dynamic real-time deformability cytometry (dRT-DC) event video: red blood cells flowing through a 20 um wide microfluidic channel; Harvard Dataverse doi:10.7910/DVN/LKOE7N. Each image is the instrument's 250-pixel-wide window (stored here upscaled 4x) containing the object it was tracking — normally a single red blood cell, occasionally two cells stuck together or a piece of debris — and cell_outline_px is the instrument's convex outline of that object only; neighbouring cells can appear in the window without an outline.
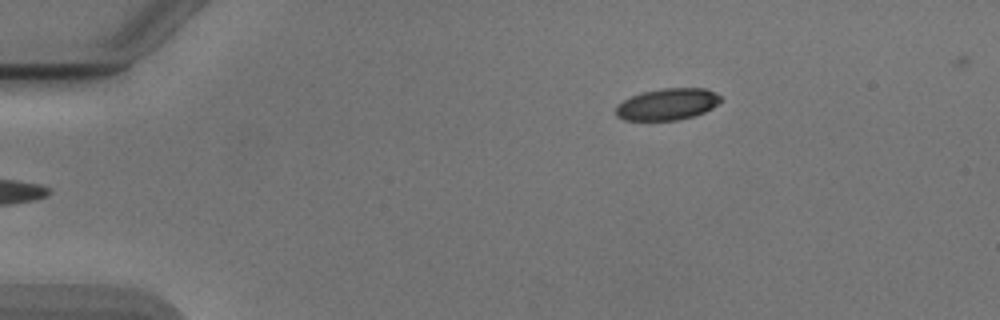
{"species": "Egyptian fruit bat (a non-hibernating species)", "species_latin": "Rousettus aegyptiacus", "temperature_condition": "cold", "stored_images_in_passage": 47, "camera_frame_rate_fps": 3000, "um_per_image_px": 0.085, "animal": {"sex": "male"}, "frame": {"image": 1, "passage_image": 2, "time_ms": 0.333, "image_size_px": [1000, 320], "cell_outline_px": [[720, 100], [712, 108], [704, 112], [692, 116], [676, 120], [624, 120], [616, 116], [616, 104], [640, 92], [664, 88], [704, 88], [720, 96]], "centroid_in_image_um": [56.67, 8.86], "position_along_channel_um": 28.3, "area_um2": 19.13}}
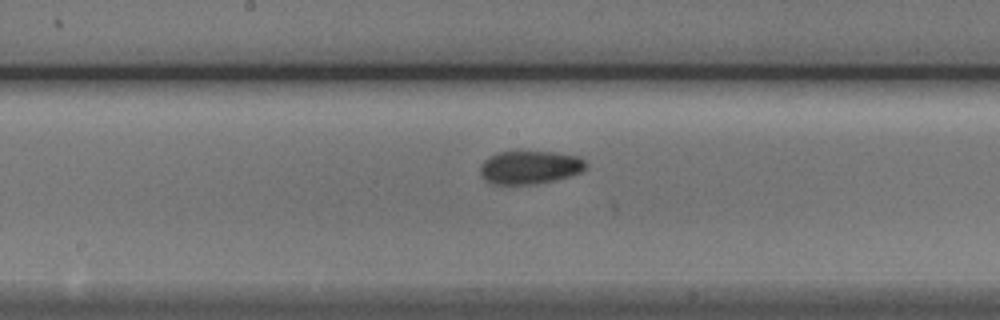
{"frame": {"image": 2, "passage_image": 21, "time_ms": 6.667, "image_size_px": [1000, 320], "cell_outline_px": [[588, 164], [580, 172], [556, 180], [536, 184], [492, 184], [484, 180], [480, 172], [480, 168], [484, 160], [496, 152], [556, 152], [580, 156]], "centroid_in_image_um": [45.03, 14.22], "position_along_channel_um": 203.2, "area_um2": 20.52}}
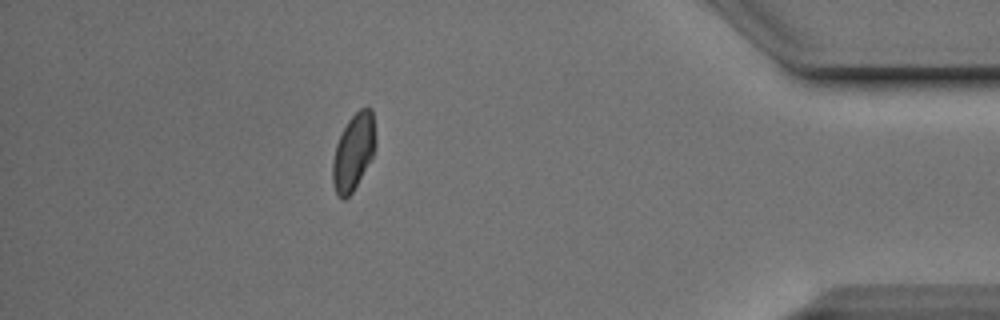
{"frame": {"image": 3, "passage_image": 40, "time_ms": 13.0, "image_size_px": [1000, 320], "cell_outline_px": [[376, 140], [372, 156], [352, 192], [344, 200], [336, 192], [332, 180], [332, 164], [336, 144], [348, 120], [360, 108], [372, 108]], "centroid_in_image_um": [30.04, 12.89], "position_along_channel_um": 405.2, "area_um2": 18.73}, "authors_computed_cell_mechanics": {"area_um2": 19.7676, "velocity_mm_per_s": 3.8778, "shape_relaxation_time_tau1_ms": 3.6014, "shape_relaxation_time_tau2_ms": 1.8933, "deformation_change_tau1": 0.1199, "deformation_change_tau2": 0.0316}}